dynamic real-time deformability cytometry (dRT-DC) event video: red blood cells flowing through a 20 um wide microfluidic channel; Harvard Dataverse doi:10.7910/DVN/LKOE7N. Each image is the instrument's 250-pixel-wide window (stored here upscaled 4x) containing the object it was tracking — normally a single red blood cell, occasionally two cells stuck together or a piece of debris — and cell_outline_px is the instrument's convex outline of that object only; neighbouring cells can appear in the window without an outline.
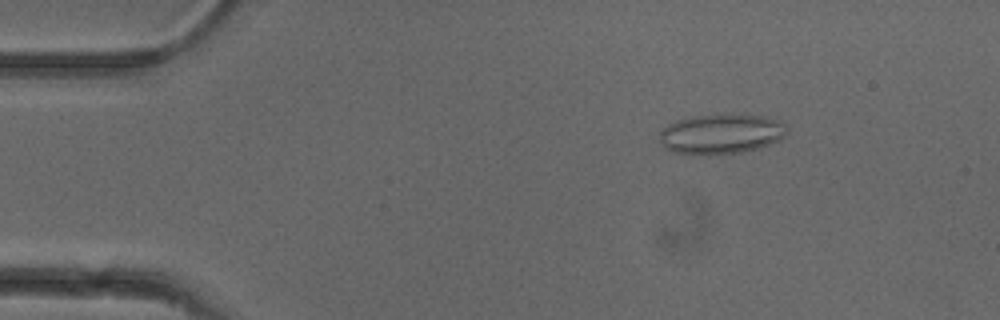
{"species": "common noctule bat (a hibernating species)", "species_latin": "Nyctalus noctula", "temperature_condition": "cold", "stored_images_in_passage": 52, "camera_frame_rate_fps": 3000, "um_per_image_px": 0.085, "animal": {"sex": "female"}, "frame": {"image": 1, "passage_image": 8, "time_ms": 2.333, "image_size_px": [1000, 320], "cell_outline_px": [[788, 132], [780, 140], [760, 148], [740, 152], [700, 156], [676, 152], [664, 148], [660, 144], [660, 132], [668, 124], [676, 120], [692, 116], [728, 112], [764, 116], [780, 120], [788, 128]], "centroid_in_image_um": [61.31, 11.36], "position_along_channel_um": 23.7, "area_um2": 30.58}}
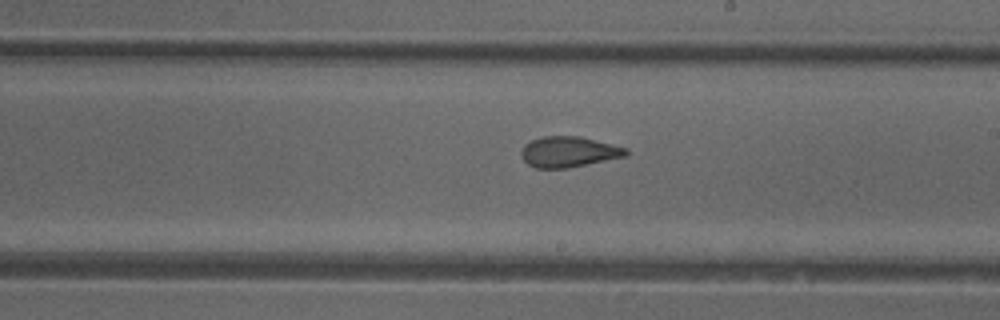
{"frame": {"image": 2, "passage_image": 30, "time_ms": 9.667, "image_size_px": [1000, 320], "cell_outline_px": [[628, 156], [568, 168], [536, 168], [528, 164], [520, 156], [520, 152], [524, 144], [532, 140], [544, 136], [580, 136], [628, 148]], "centroid_in_image_um": [48.35, 12.91], "position_along_channel_um": 240.7, "area_um2": 18.84}}
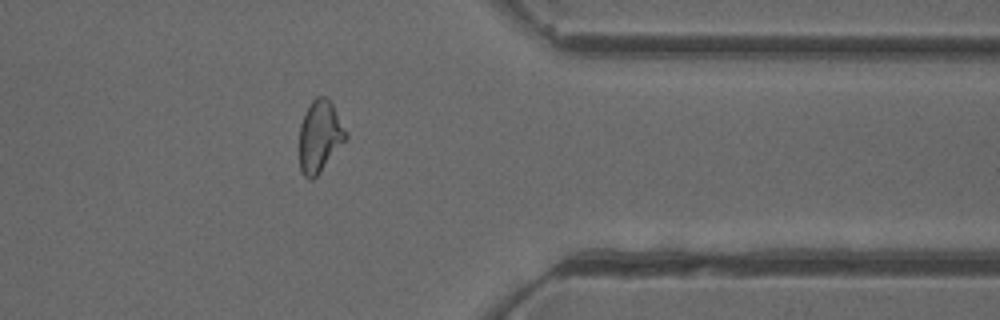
{"frame": {"image": 3, "passage_image": 42, "time_ms": 13.667, "image_size_px": [1000, 320], "cell_outline_px": [[348, 136], [320, 172], [312, 180], [308, 180], [304, 176], [300, 168], [300, 124], [304, 112], [312, 100], [316, 96], [324, 96], [332, 104], [348, 132]], "centroid_in_image_um": [27.17, 11.58], "position_along_channel_um": 384.2, "area_um2": 19.31}, "authors_computed_cell_mechanics": {"area_um2": 19.941, "velocity_mm_per_s": 3.9466, "shape_relaxation_time_tau1_ms": null, "shape_relaxation_time_tau2_ms": 1.37, "deformation_change_tau1": null, "deformation_change_tau2": 0.0703}}